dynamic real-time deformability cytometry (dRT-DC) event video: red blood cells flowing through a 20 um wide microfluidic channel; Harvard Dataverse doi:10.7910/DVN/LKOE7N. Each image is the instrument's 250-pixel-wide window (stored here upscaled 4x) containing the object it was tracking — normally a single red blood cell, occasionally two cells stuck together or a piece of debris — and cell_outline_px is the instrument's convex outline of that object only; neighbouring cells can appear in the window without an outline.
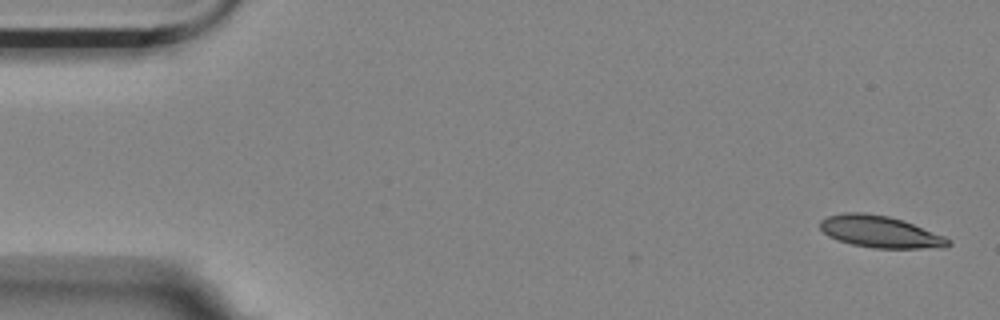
{"species": "Egyptian fruit bat (a non-hibernating species)", "species_latin": "Rousettus aegyptiacus", "temperature_condition": "room temperature", "stored_images_in_passage": 9, "segment_of_instrument_passage": [1, 2], "camera_frame_rate_fps": 3000, "um_per_image_px": 0.085, "animal": {"sex": "female"}, "frame": {"image": 1, "passage_image": 1, "time_ms": 0.0, "image_size_px": [1000, 320], "cell_outline_px": [[952, 244], [944, 248], [872, 248], [852, 244], [836, 240], [828, 236], [820, 228], [820, 220], [828, 216], [844, 212], [864, 212], [888, 216], [904, 220], [944, 236], [952, 240]], "centroid_in_image_um": [74.83, 19.7], "position_along_channel_um": 10.2, "area_um2": 23.99}}
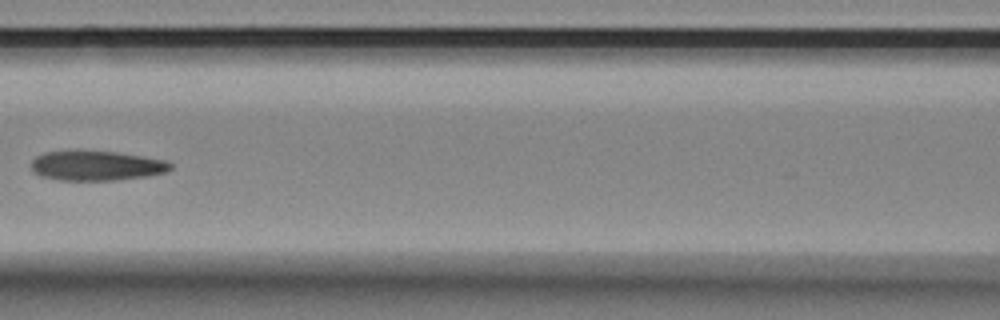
{"frame": {"image": 2, "passage_image": 7, "time_ms": 2.0, "image_size_px": [1000, 320], "cell_outline_px": [[172, 168], [164, 172], [148, 176], [116, 180], [60, 180], [40, 176], [32, 172], [32, 160], [36, 156], [44, 152], [76, 148], [80, 148], [116, 152], [168, 160], [172, 164]], "centroid_in_image_um": [8.15, 14.04], "position_along_channel_um": 158.4, "area_um2": 24.97}}
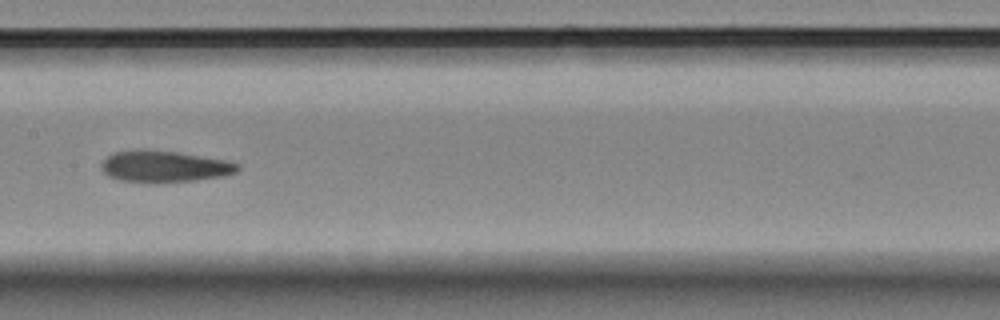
{"frame": {"image": 3, "passage_image": 8, "time_ms": 2.333, "image_size_px": [1000, 320], "cell_outline_px": [[240, 168], [236, 172], [224, 176], [196, 180], [156, 184], [120, 180], [108, 176], [100, 168], [100, 164], [112, 152], [140, 148], [176, 152], [228, 160], [240, 164]], "centroid_in_image_um": [13.95, 14.15], "position_along_channel_um": 193.4, "area_um2": 25.61}}